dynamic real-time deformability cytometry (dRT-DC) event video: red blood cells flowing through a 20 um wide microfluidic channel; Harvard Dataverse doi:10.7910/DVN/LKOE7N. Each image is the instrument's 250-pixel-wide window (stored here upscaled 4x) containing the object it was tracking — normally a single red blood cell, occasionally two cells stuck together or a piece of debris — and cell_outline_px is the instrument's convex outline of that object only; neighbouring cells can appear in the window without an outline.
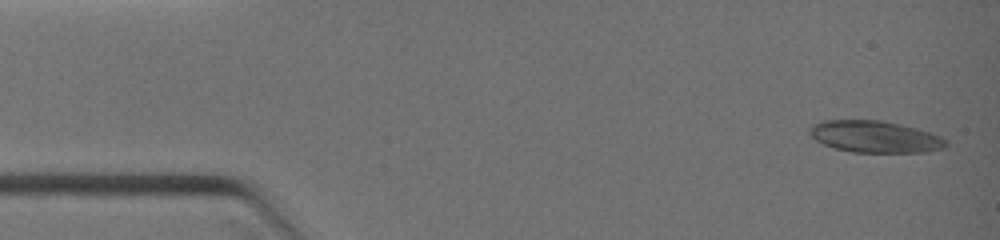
{"species": "common noctule bat (a hibernating species)", "species_latin": "Nyctalus noctula", "temperature_condition": "warm", "stored_images_in_passage": 7, "camera_frame_rate_fps": 3000, "um_per_image_px": 0.085, "animal": {"sex": "female", "body_mass_g": 19.0, "forearm_length_mm": 51.5}, "frame": {"image": 1, "passage_image": 1, "time_ms": 0.0, "image_size_px": [1000, 240], "cell_outline_px": [[948, 144], [944, 148], [924, 152], [852, 152], [836, 148], [824, 144], [816, 140], [808, 132], [808, 128], [812, 124], [820, 120], [880, 120], [900, 124], [932, 132], [940, 136]], "centroid_in_image_um": [74.35, 11.61], "position_along_channel_um": 10.7, "area_um2": 25.26}}
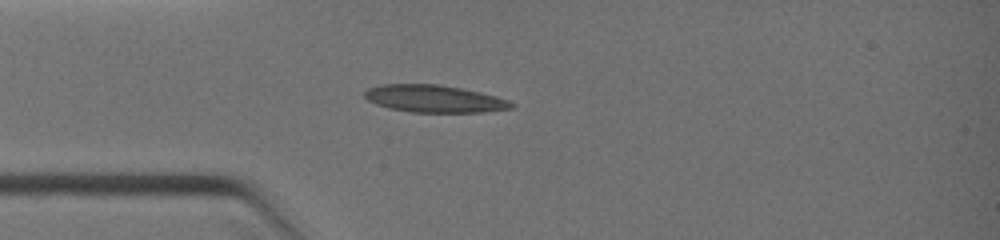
{"frame": {"image": 2, "passage_image": 6, "time_ms": 2.667, "image_size_px": [1000, 240], "cell_outline_px": [[516, 104], [512, 108], [484, 112], [412, 112], [388, 108], [376, 104], [368, 100], [364, 96], [364, 92], [368, 88], [380, 84], [436, 84], [460, 88], [480, 92], [496, 96], [508, 100]], "centroid_in_image_um": [36.9, 8.39], "position_along_channel_um": 48.1, "area_um2": 23.35}}